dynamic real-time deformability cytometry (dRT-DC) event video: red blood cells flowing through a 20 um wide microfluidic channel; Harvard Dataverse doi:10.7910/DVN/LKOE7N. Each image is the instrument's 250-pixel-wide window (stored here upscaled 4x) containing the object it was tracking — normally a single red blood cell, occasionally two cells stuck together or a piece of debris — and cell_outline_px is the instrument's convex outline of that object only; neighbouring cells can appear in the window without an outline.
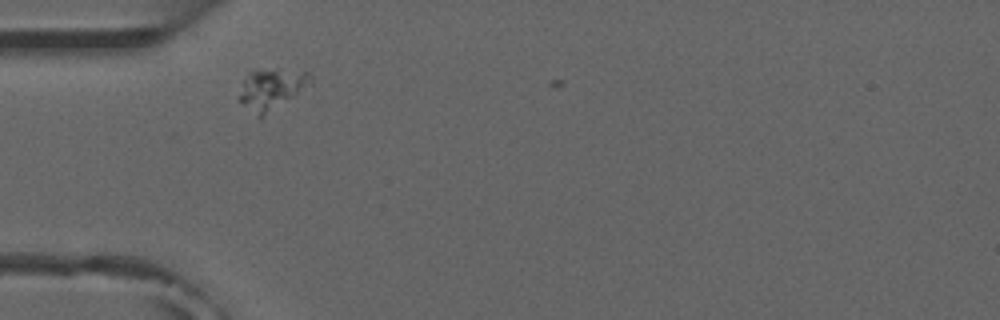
{"species": "common noctule bat (a hibernating species)", "species_latin": "Nyctalus noctula", "temperature_condition": "room temperature", "stored_images_in_passage": 2, "camera_frame_rate_fps": 3000, "um_per_image_px": 0.085, "animal": {"sex": "male", "forearm_length_mm": 52.5}, "frame": {"image": 1, "passage_image": 1, "time_ms": 0.0, "image_size_px": [1000, 320], "cell_outline_px": [[312, 80], [260, 120], [236, 100], [236, 96], [244, 76], [248, 72], [308, 72], [312, 76]], "centroid_in_image_um": [22.89, 7.66], "position_along_channel_um": 62.1, "area_um2": 16.18}}